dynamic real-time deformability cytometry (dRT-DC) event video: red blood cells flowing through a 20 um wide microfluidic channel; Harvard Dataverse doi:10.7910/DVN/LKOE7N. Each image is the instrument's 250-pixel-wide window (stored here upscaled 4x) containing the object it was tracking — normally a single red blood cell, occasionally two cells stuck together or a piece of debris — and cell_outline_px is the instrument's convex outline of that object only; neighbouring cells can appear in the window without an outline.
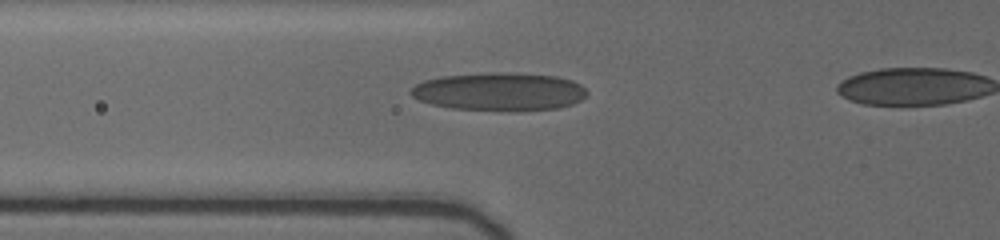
{"species": "human", "species_latin": "Homo sapiens", "temperature_condition": "cold", "stored_images_in_passage": 3, "segment_of_instrument_passage": [1, 2], "camera_frame_rate_fps": 3000, "um_per_image_px": 0.085, "donor": {"sex": "female"}, "frame": {"image": 1, "passage_image": 2, "time_ms": 0.667, "image_size_px": [1000, 240], "cell_outline_px": [[588, 92], [580, 100], [572, 104], [560, 108], [516, 112], [508, 112], [452, 108], [432, 104], [420, 100], [412, 96], [408, 92], [416, 84], [424, 80], [440, 76], [492, 72], [508, 72], [556, 76], [572, 80], [580, 84]], "centroid_in_image_um": [42.45, 7.8], "position_along_channel_um": 83.3, "area_um2": 39.65}}